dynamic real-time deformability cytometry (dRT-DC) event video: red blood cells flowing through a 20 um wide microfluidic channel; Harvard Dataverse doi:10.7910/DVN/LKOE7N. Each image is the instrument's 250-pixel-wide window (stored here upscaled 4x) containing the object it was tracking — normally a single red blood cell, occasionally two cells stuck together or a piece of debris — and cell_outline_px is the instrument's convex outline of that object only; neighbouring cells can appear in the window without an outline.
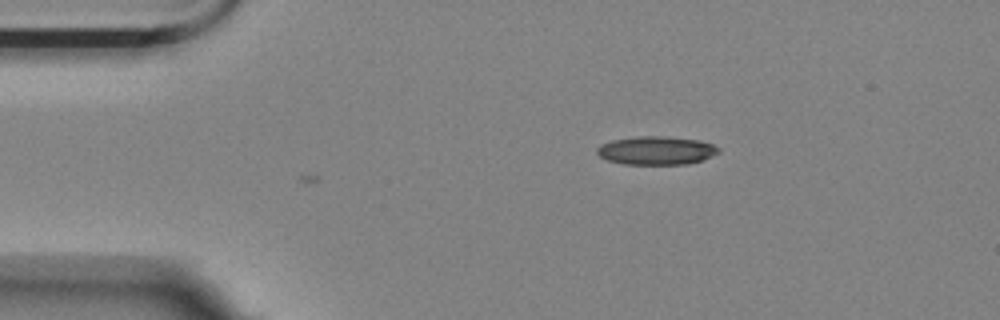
{"species": "Egyptian fruit bat (a non-hibernating species)", "species_latin": "Rousettus aegyptiacus", "temperature_condition": "room temperature", "stored_images_in_passage": 2, "camera_frame_rate_fps": 3000, "um_per_image_px": 0.085, "animal": {"sex": "female"}, "frame": {"image": 1, "passage_image": 2, "time_ms": 0.333, "image_size_px": [1000, 320], "cell_outline_px": [[720, 152], [712, 156], [688, 164], [624, 164], [608, 160], [600, 156], [596, 152], [596, 148], [600, 144], [612, 140], [636, 136], [664, 136], [700, 140], [712, 144], [720, 148]], "centroid_in_image_um": [55.78, 12.78], "position_along_channel_um": 29.2, "area_um2": 20.17}}